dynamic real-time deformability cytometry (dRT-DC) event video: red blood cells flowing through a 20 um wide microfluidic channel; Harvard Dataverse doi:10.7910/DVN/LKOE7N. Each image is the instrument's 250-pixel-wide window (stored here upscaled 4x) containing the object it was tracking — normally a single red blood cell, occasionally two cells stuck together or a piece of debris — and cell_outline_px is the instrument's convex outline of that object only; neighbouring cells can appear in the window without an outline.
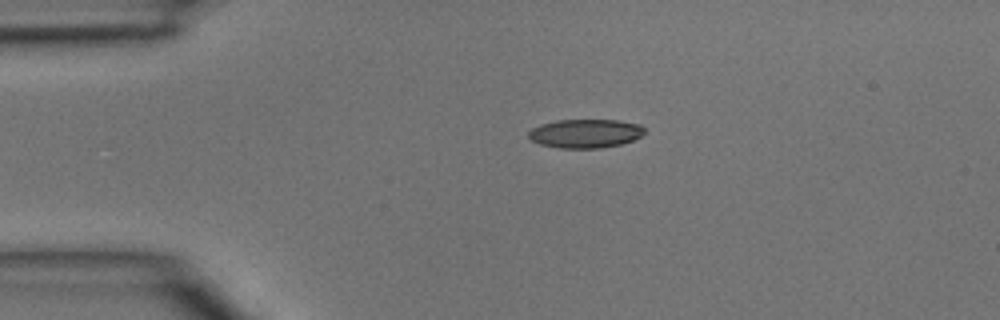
{"species": "common noctule bat (a hibernating species)", "species_latin": "Nyctalus noctula", "temperature_condition": "room temperature", "stored_images_in_passage": 27, "camera_frame_rate_fps": 3000, "um_per_image_px": 0.085, "animal": {"sex": "male", "body_mass_g": 15.6}, "frame": {"image": 1, "passage_image": 1, "time_ms": 0.0, "image_size_px": [1000, 320], "cell_outline_px": [[644, 132], [640, 136], [632, 140], [620, 144], [600, 148], [560, 148], [540, 144], [532, 140], [528, 136], [528, 132], [532, 128], [540, 124], [556, 120], [616, 120], [640, 124], [644, 128]], "centroid_in_image_um": [49.73, 11.34], "position_along_channel_um": 35.3, "area_um2": 19.36}}
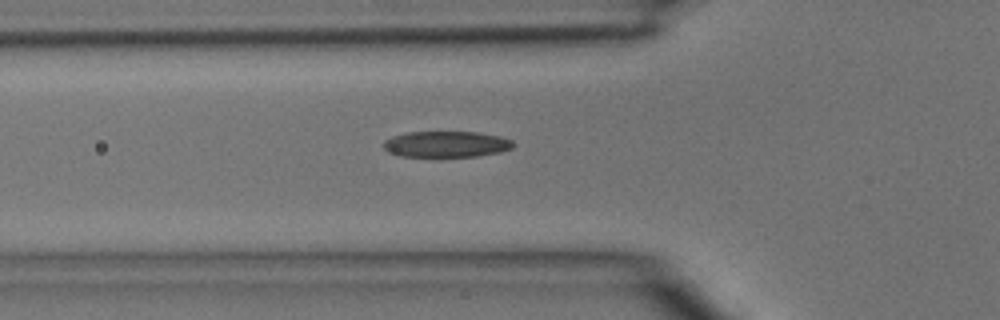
{"frame": {"image": 2, "passage_image": 7, "time_ms": 2.0, "image_size_px": [1000, 320], "cell_outline_px": [[516, 144], [512, 148], [500, 152], [476, 156], [400, 156], [388, 152], [384, 148], [384, 140], [392, 136], [408, 132], [480, 132], [500, 136], [512, 140]], "centroid_in_image_um": [37.96, 12.25], "position_along_channel_um": 87.8, "area_um2": 19.71}}
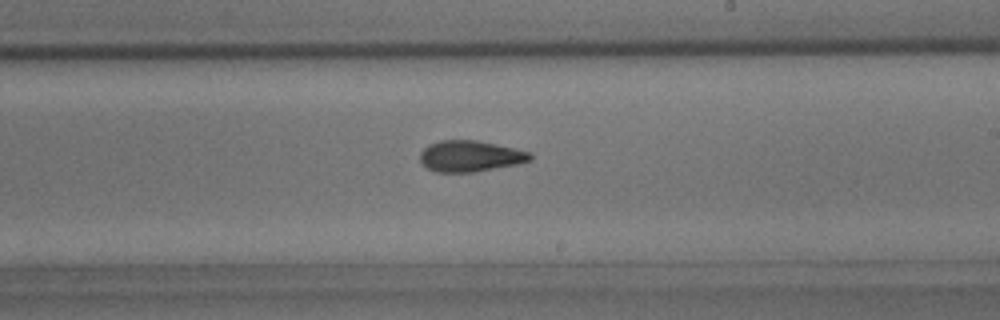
{"frame": {"image": 3, "passage_image": 18, "time_ms": 5.667, "image_size_px": [1000, 320], "cell_outline_px": [[532, 160], [516, 164], [472, 172], [436, 172], [428, 168], [420, 160], [420, 152], [424, 148], [440, 140], [476, 140], [496, 144], [532, 152]], "centroid_in_image_um": [39.98, 13.26], "position_along_channel_um": 249.0, "area_um2": 19.77}}